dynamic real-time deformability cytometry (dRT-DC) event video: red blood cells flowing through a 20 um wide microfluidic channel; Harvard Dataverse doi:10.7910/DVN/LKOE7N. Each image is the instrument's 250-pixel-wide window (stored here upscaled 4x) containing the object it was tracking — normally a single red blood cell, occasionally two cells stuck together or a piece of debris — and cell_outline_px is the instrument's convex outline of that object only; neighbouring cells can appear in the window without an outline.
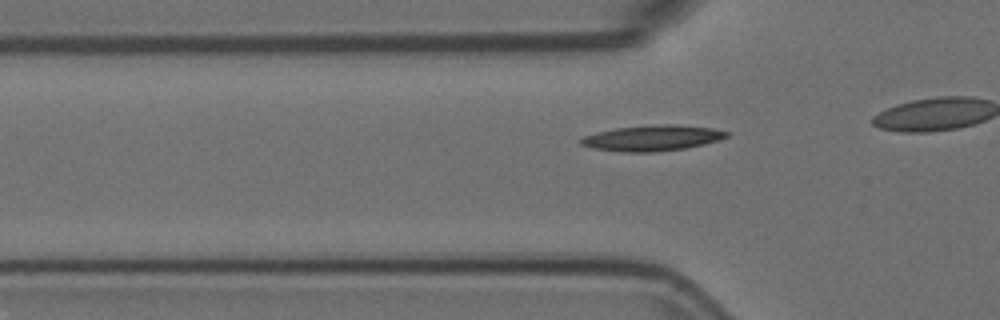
{"species": "Egyptian fruit bat (a non-hibernating species)", "species_latin": "Rousettus aegyptiacus", "temperature_condition": "room temperature", "stored_images_in_passage": 29, "camera_frame_rate_fps": 3000, "um_per_image_px": 0.085, "animal": {"sex": "female"}, "frame": {"image": 1, "passage_image": 10, "time_ms": 3.0, "image_size_px": [1000, 320], "cell_outline_px": [[732, 132], [728, 136], [720, 140], [704, 144], [684, 148], [656, 152], [624, 152], [592, 148], [580, 144], [580, 140], [584, 136], [616, 128], [652, 124], [676, 124], [712, 128]], "centroid_in_image_um": [55.5, 11.72], "position_along_channel_um": 70.3, "area_um2": 21.85}}
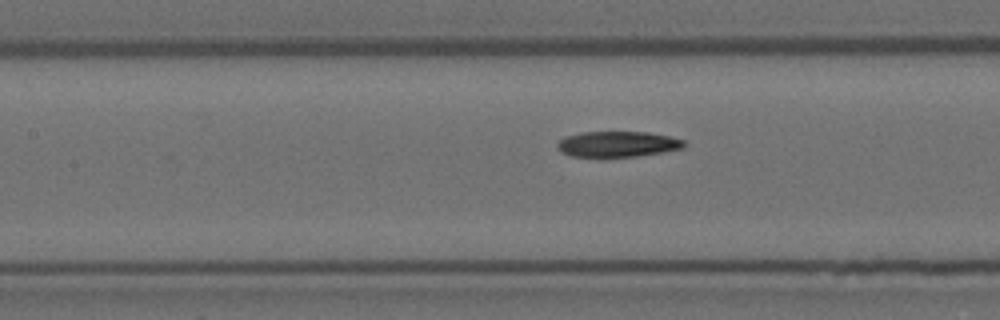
{"frame": {"image": 2, "passage_image": 17, "time_ms": 5.333, "image_size_px": [1000, 320], "cell_outline_px": [[688, 144], [684, 148], [636, 156], [600, 160], [572, 156], [560, 152], [556, 148], [556, 144], [564, 136], [580, 132], [648, 132], [668, 136], [684, 140]], "centroid_in_image_um": [52.42, 12.29], "position_along_channel_um": 155.0, "area_um2": 19.83}}
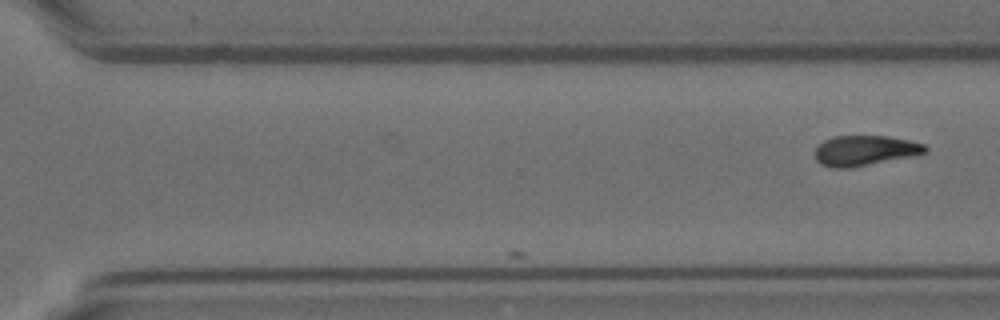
{"frame": {"image": 3, "passage_image": 29, "time_ms": 9.333, "image_size_px": [1000, 320], "cell_outline_px": [[928, 152], [852, 168], [836, 168], [820, 164], [816, 160], [812, 152], [824, 140], [832, 136], [884, 136], [908, 140], [924, 144], [928, 148]], "centroid_in_image_um": [73.46, 12.8], "position_along_channel_um": 297.1, "area_um2": 19.36}}